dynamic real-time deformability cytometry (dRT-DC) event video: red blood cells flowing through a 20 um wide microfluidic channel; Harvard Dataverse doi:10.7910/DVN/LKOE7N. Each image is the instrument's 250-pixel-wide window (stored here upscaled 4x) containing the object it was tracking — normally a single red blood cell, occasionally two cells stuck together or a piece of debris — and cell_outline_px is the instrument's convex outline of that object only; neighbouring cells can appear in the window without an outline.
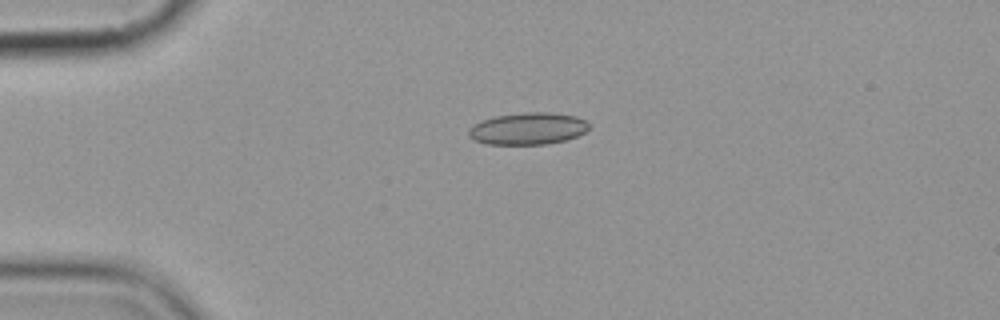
{"species": "common noctule bat (a hibernating species)", "species_latin": "Nyctalus noctula", "temperature_condition": "cold", "stored_images_in_passage": 2, "camera_frame_rate_fps": 3000, "um_per_image_px": 0.085, "animal": {"sex": "female", "body_mass_g": 19.9}, "frame": {"image": 1, "passage_image": 1, "time_ms": 0.0, "image_size_px": [1000, 320], "cell_outline_px": [[588, 128], [584, 132], [576, 136], [564, 140], [548, 144], [488, 144], [476, 140], [468, 136], [468, 128], [472, 124], [480, 120], [496, 116], [524, 112], [548, 112], [576, 116], [584, 120], [588, 124]], "centroid_in_image_um": [44.82, 10.92], "position_along_channel_um": 40.2, "area_um2": 22.37}}